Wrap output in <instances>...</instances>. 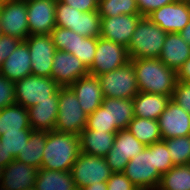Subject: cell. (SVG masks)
Instances as JSON below:
<instances>
[{
  "label": "cell",
  "instance_id": "6da1fadb",
  "mask_svg": "<svg viewBox=\"0 0 190 190\" xmlns=\"http://www.w3.org/2000/svg\"><path fill=\"white\" fill-rule=\"evenodd\" d=\"M133 63L139 92L172 97L177 84L176 71L166 66L159 58H140Z\"/></svg>",
  "mask_w": 190,
  "mask_h": 190
},
{
  "label": "cell",
  "instance_id": "7a4b0ae2",
  "mask_svg": "<svg viewBox=\"0 0 190 190\" xmlns=\"http://www.w3.org/2000/svg\"><path fill=\"white\" fill-rule=\"evenodd\" d=\"M80 153L79 136L58 131L47 132L41 168L70 171Z\"/></svg>",
  "mask_w": 190,
  "mask_h": 190
},
{
  "label": "cell",
  "instance_id": "3957f363",
  "mask_svg": "<svg viewBox=\"0 0 190 190\" xmlns=\"http://www.w3.org/2000/svg\"><path fill=\"white\" fill-rule=\"evenodd\" d=\"M167 34L158 25L143 16L139 20L127 47L130 60L159 58Z\"/></svg>",
  "mask_w": 190,
  "mask_h": 190
},
{
  "label": "cell",
  "instance_id": "277c9868",
  "mask_svg": "<svg viewBox=\"0 0 190 190\" xmlns=\"http://www.w3.org/2000/svg\"><path fill=\"white\" fill-rule=\"evenodd\" d=\"M88 114L79 105L73 90L60 87L58 91V116L55 131L78 135L85 129Z\"/></svg>",
  "mask_w": 190,
  "mask_h": 190
},
{
  "label": "cell",
  "instance_id": "5b68a950",
  "mask_svg": "<svg viewBox=\"0 0 190 190\" xmlns=\"http://www.w3.org/2000/svg\"><path fill=\"white\" fill-rule=\"evenodd\" d=\"M104 98L133 99L139 93L133 63L97 76Z\"/></svg>",
  "mask_w": 190,
  "mask_h": 190
},
{
  "label": "cell",
  "instance_id": "8992f818",
  "mask_svg": "<svg viewBox=\"0 0 190 190\" xmlns=\"http://www.w3.org/2000/svg\"><path fill=\"white\" fill-rule=\"evenodd\" d=\"M59 88L51 77L29 75L15 81V103L28 109L38 102L50 100Z\"/></svg>",
  "mask_w": 190,
  "mask_h": 190
},
{
  "label": "cell",
  "instance_id": "52a82bcc",
  "mask_svg": "<svg viewBox=\"0 0 190 190\" xmlns=\"http://www.w3.org/2000/svg\"><path fill=\"white\" fill-rule=\"evenodd\" d=\"M123 173L139 190H156L161 175L154 167L153 144L133 157Z\"/></svg>",
  "mask_w": 190,
  "mask_h": 190
},
{
  "label": "cell",
  "instance_id": "ba28073f",
  "mask_svg": "<svg viewBox=\"0 0 190 190\" xmlns=\"http://www.w3.org/2000/svg\"><path fill=\"white\" fill-rule=\"evenodd\" d=\"M70 173L79 190L90 184L107 182L113 172L104 157L86 155L80 152L71 167Z\"/></svg>",
  "mask_w": 190,
  "mask_h": 190
},
{
  "label": "cell",
  "instance_id": "9c48e42d",
  "mask_svg": "<svg viewBox=\"0 0 190 190\" xmlns=\"http://www.w3.org/2000/svg\"><path fill=\"white\" fill-rule=\"evenodd\" d=\"M130 61L128 48L119 43L99 37L94 60L89 73L99 76L124 66Z\"/></svg>",
  "mask_w": 190,
  "mask_h": 190
},
{
  "label": "cell",
  "instance_id": "30bf717a",
  "mask_svg": "<svg viewBox=\"0 0 190 190\" xmlns=\"http://www.w3.org/2000/svg\"><path fill=\"white\" fill-rule=\"evenodd\" d=\"M145 147L128 129L118 130L113 147L104 158L113 173L123 172L128 162Z\"/></svg>",
  "mask_w": 190,
  "mask_h": 190
},
{
  "label": "cell",
  "instance_id": "8fae6325",
  "mask_svg": "<svg viewBox=\"0 0 190 190\" xmlns=\"http://www.w3.org/2000/svg\"><path fill=\"white\" fill-rule=\"evenodd\" d=\"M24 41L30 52L32 75L50 77L56 52L50 34L29 35Z\"/></svg>",
  "mask_w": 190,
  "mask_h": 190
},
{
  "label": "cell",
  "instance_id": "7c38bea8",
  "mask_svg": "<svg viewBox=\"0 0 190 190\" xmlns=\"http://www.w3.org/2000/svg\"><path fill=\"white\" fill-rule=\"evenodd\" d=\"M2 33L24 41L29 36L27 3L4 0L0 5Z\"/></svg>",
  "mask_w": 190,
  "mask_h": 190
},
{
  "label": "cell",
  "instance_id": "4fadbf2b",
  "mask_svg": "<svg viewBox=\"0 0 190 190\" xmlns=\"http://www.w3.org/2000/svg\"><path fill=\"white\" fill-rule=\"evenodd\" d=\"M167 33H179L190 21V4L172 2L146 16Z\"/></svg>",
  "mask_w": 190,
  "mask_h": 190
},
{
  "label": "cell",
  "instance_id": "5bb4252c",
  "mask_svg": "<svg viewBox=\"0 0 190 190\" xmlns=\"http://www.w3.org/2000/svg\"><path fill=\"white\" fill-rule=\"evenodd\" d=\"M88 74H90L89 69L75 55L56 50L50 77L60 87L70 86L73 82Z\"/></svg>",
  "mask_w": 190,
  "mask_h": 190
},
{
  "label": "cell",
  "instance_id": "9a60e30c",
  "mask_svg": "<svg viewBox=\"0 0 190 190\" xmlns=\"http://www.w3.org/2000/svg\"><path fill=\"white\" fill-rule=\"evenodd\" d=\"M26 3L29 35L50 34L56 27L57 0H31Z\"/></svg>",
  "mask_w": 190,
  "mask_h": 190
},
{
  "label": "cell",
  "instance_id": "2e32d148",
  "mask_svg": "<svg viewBox=\"0 0 190 190\" xmlns=\"http://www.w3.org/2000/svg\"><path fill=\"white\" fill-rule=\"evenodd\" d=\"M142 17L141 14L101 17L100 37L128 47Z\"/></svg>",
  "mask_w": 190,
  "mask_h": 190
},
{
  "label": "cell",
  "instance_id": "e0dca14e",
  "mask_svg": "<svg viewBox=\"0 0 190 190\" xmlns=\"http://www.w3.org/2000/svg\"><path fill=\"white\" fill-rule=\"evenodd\" d=\"M162 140L190 135V114L170 100L158 118Z\"/></svg>",
  "mask_w": 190,
  "mask_h": 190
},
{
  "label": "cell",
  "instance_id": "ac0fdd59",
  "mask_svg": "<svg viewBox=\"0 0 190 190\" xmlns=\"http://www.w3.org/2000/svg\"><path fill=\"white\" fill-rule=\"evenodd\" d=\"M69 87L75 93L81 108L88 115L102 105L104 96L97 76L88 74L73 82Z\"/></svg>",
  "mask_w": 190,
  "mask_h": 190
},
{
  "label": "cell",
  "instance_id": "d6986e66",
  "mask_svg": "<svg viewBox=\"0 0 190 190\" xmlns=\"http://www.w3.org/2000/svg\"><path fill=\"white\" fill-rule=\"evenodd\" d=\"M27 110L33 131H53L58 116V92L50 96V100L38 102Z\"/></svg>",
  "mask_w": 190,
  "mask_h": 190
},
{
  "label": "cell",
  "instance_id": "ffe728a7",
  "mask_svg": "<svg viewBox=\"0 0 190 190\" xmlns=\"http://www.w3.org/2000/svg\"><path fill=\"white\" fill-rule=\"evenodd\" d=\"M0 74L14 82L32 75L30 52L25 41H21L3 62Z\"/></svg>",
  "mask_w": 190,
  "mask_h": 190
},
{
  "label": "cell",
  "instance_id": "44dd1931",
  "mask_svg": "<svg viewBox=\"0 0 190 190\" xmlns=\"http://www.w3.org/2000/svg\"><path fill=\"white\" fill-rule=\"evenodd\" d=\"M38 170L34 166L26 165L14 159L5 167L1 185L9 190H24L33 187Z\"/></svg>",
  "mask_w": 190,
  "mask_h": 190
},
{
  "label": "cell",
  "instance_id": "7402d4cb",
  "mask_svg": "<svg viewBox=\"0 0 190 190\" xmlns=\"http://www.w3.org/2000/svg\"><path fill=\"white\" fill-rule=\"evenodd\" d=\"M190 58V45L179 33H168L159 59L169 68L177 71Z\"/></svg>",
  "mask_w": 190,
  "mask_h": 190
},
{
  "label": "cell",
  "instance_id": "603a6c76",
  "mask_svg": "<svg viewBox=\"0 0 190 190\" xmlns=\"http://www.w3.org/2000/svg\"><path fill=\"white\" fill-rule=\"evenodd\" d=\"M116 133L84 129L79 134L80 152L86 155L105 157L113 147Z\"/></svg>",
  "mask_w": 190,
  "mask_h": 190
},
{
  "label": "cell",
  "instance_id": "cb8c5ba5",
  "mask_svg": "<svg viewBox=\"0 0 190 190\" xmlns=\"http://www.w3.org/2000/svg\"><path fill=\"white\" fill-rule=\"evenodd\" d=\"M134 117L158 120L171 100L170 96L139 92L133 99Z\"/></svg>",
  "mask_w": 190,
  "mask_h": 190
},
{
  "label": "cell",
  "instance_id": "d4e9b609",
  "mask_svg": "<svg viewBox=\"0 0 190 190\" xmlns=\"http://www.w3.org/2000/svg\"><path fill=\"white\" fill-rule=\"evenodd\" d=\"M36 190H78L70 171L40 168L35 181Z\"/></svg>",
  "mask_w": 190,
  "mask_h": 190
},
{
  "label": "cell",
  "instance_id": "484cf974",
  "mask_svg": "<svg viewBox=\"0 0 190 190\" xmlns=\"http://www.w3.org/2000/svg\"><path fill=\"white\" fill-rule=\"evenodd\" d=\"M102 106L108 110L111 124L118 130L127 129L134 118L132 99L104 98Z\"/></svg>",
  "mask_w": 190,
  "mask_h": 190
},
{
  "label": "cell",
  "instance_id": "4316f807",
  "mask_svg": "<svg viewBox=\"0 0 190 190\" xmlns=\"http://www.w3.org/2000/svg\"><path fill=\"white\" fill-rule=\"evenodd\" d=\"M21 129H32L29 122L27 108L22 105L12 104L0 111V135L6 132Z\"/></svg>",
  "mask_w": 190,
  "mask_h": 190
},
{
  "label": "cell",
  "instance_id": "83f0119b",
  "mask_svg": "<svg viewBox=\"0 0 190 190\" xmlns=\"http://www.w3.org/2000/svg\"><path fill=\"white\" fill-rule=\"evenodd\" d=\"M47 132L33 131L27 144L15 158L26 165L40 169L42 166L43 150L45 148Z\"/></svg>",
  "mask_w": 190,
  "mask_h": 190
},
{
  "label": "cell",
  "instance_id": "f1b7e54d",
  "mask_svg": "<svg viewBox=\"0 0 190 190\" xmlns=\"http://www.w3.org/2000/svg\"><path fill=\"white\" fill-rule=\"evenodd\" d=\"M127 129L145 146L162 140L158 120L134 117Z\"/></svg>",
  "mask_w": 190,
  "mask_h": 190
},
{
  "label": "cell",
  "instance_id": "f546056e",
  "mask_svg": "<svg viewBox=\"0 0 190 190\" xmlns=\"http://www.w3.org/2000/svg\"><path fill=\"white\" fill-rule=\"evenodd\" d=\"M156 190H190V164L170 168L161 175Z\"/></svg>",
  "mask_w": 190,
  "mask_h": 190
},
{
  "label": "cell",
  "instance_id": "4dcf8cb0",
  "mask_svg": "<svg viewBox=\"0 0 190 190\" xmlns=\"http://www.w3.org/2000/svg\"><path fill=\"white\" fill-rule=\"evenodd\" d=\"M100 17L140 14L137 0H99Z\"/></svg>",
  "mask_w": 190,
  "mask_h": 190
},
{
  "label": "cell",
  "instance_id": "1f68e13d",
  "mask_svg": "<svg viewBox=\"0 0 190 190\" xmlns=\"http://www.w3.org/2000/svg\"><path fill=\"white\" fill-rule=\"evenodd\" d=\"M174 166L190 164V135L163 140Z\"/></svg>",
  "mask_w": 190,
  "mask_h": 190
},
{
  "label": "cell",
  "instance_id": "d6a6232c",
  "mask_svg": "<svg viewBox=\"0 0 190 190\" xmlns=\"http://www.w3.org/2000/svg\"><path fill=\"white\" fill-rule=\"evenodd\" d=\"M77 33L83 37H100L101 17L98 10L78 13Z\"/></svg>",
  "mask_w": 190,
  "mask_h": 190
},
{
  "label": "cell",
  "instance_id": "836d02e7",
  "mask_svg": "<svg viewBox=\"0 0 190 190\" xmlns=\"http://www.w3.org/2000/svg\"><path fill=\"white\" fill-rule=\"evenodd\" d=\"M32 132V129H21L18 131L6 132L0 135V141L7 153H10L14 158H16L17 155H19V151H22L24 146L27 144Z\"/></svg>",
  "mask_w": 190,
  "mask_h": 190
},
{
  "label": "cell",
  "instance_id": "e575fe53",
  "mask_svg": "<svg viewBox=\"0 0 190 190\" xmlns=\"http://www.w3.org/2000/svg\"><path fill=\"white\" fill-rule=\"evenodd\" d=\"M78 13H81V11L57 0L55 11L56 26L70 29L77 33Z\"/></svg>",
  "mask_w": 190,
  "mask_h": 190
},
{
  "label": "cell",
  "instance_id": "d590c367",
  "mask_svg": "<svg viewBox=\"0 0 190 190\" xmlns=\"http://www.w3.org/2000/svg\"><path fill=\"white\" fill-rule=\"evenodd\" d=\"M50 36L56 50L76 53L77 33L74 31L56 26L50 32Z\"/></svg>",
  "mask_w": 190,
  "mask_h": 190
},
{
  "label": "cell",
  "instance_id": "8d00e7d4",
  "mask_svg": "<svg viewBox=\"0 0 190 190\" xmlns=\"http://www.w3.org/2000/svg\"><path fill=\"white\" fill-rule=\"evenodd\" d=\"M97 48V38L83 37L77 33L76 53H72L89 69Z\"/></svg>",
  "mask_w": 190,
  "mask_h": 190
},
{
  "label": "cell",
  "instance_id": "74e56055",
  "mask_svg": "<svg viewBox=\"0 0 190 190\" xmlns=\"http://www.w3.org/2000/svg\"><path fill=\"white\" fill-rule=\"evenodd\" d=\"M85 129L97 130L101 132H117L118 129L114 124H111L108 110L102 105L93 113L88 115Z\"/></svg>",
  "mask_w": 190,
  "mask_h": 190
},
{
  "label": "cell",
  "instance_id": "f35d334b",
  "mask_svg": "<svg viewBox=\"0 0 190 190\" xmlns=\"http://www.w3.org/2000/svg\"><path fill=\"white\" fill-rule=\"evenodd\" d=\"M153 160L154 167L160 175L174 167L168 147L163 140L153 143Z\"/></svg>",
  "mask_w": 190,
  "mask_h": 190
},
{
  "label": "cell",
  "instance_id": "ab89813d",
  "mask_svg": "<svg viewBox=\"0 0 190 190\" xmlns=\"http://www.w3.org/2000/svg\"><path fill=\"white\" fill-rule=\"evenodd\" d=\"M171 100L190 114V82L177 81Z\"/></svg>",
  "mask_w": 190,
  "mask_h": 190
},
{
  "label": "cell",
  "instance_id": "60d3db41",
  "mask_svg": "<svg viewBox=\"0 0 190 190\" xmlns=\"http://www.w3.org/2000/svg\"><path fill=\"white\" fill-rule=\"evenodd\" d=\"M15 82L0 74V109L15 104Z\"/></svg>",
  "mask_w": 190,
  "mask_h": 190
},
{
  "label": "cell",
  "instance_id": "b9f144b4",
  "mask_svg": "<svg viewBox=\"0 0 190 190\" xmlns=\"http://www.w3.org/2000/svg\"><path fill=\"white\" fill-rule=\"evenodd\" d=\"M106 183L107 190H139L123 172L112 173Z\"/></svg>",
  "mask_w": 190,
  "mask_h": 190
},
{
  "label": "cell",
  "instance_id": "7bdbcfd3",
  "mask_svg": "<svg viewBox=\"0 0 190 190\" xmlns=\"http://www.w3.org/2000/svg\"><path fill=\"white\" fill-rule=\"evenodd\" d=\"M21 41L22 40L20 39L5 34H2L0 36V69L3 65V62Z\"/></svg>",
  "mask_w": 190,
  "mask_h": 190
},
{
  "label": "cell",
  "instance_id": "ee69618b",
  "mask_svg": "<svg viewBox=\"0 0 190 190\" xmlns=\"http://www.w3.org/2000/svg\"><path fill=\"white\" fill-rule=\"evenodd\" d=\"M176 0H137L138 9L142 16H147L152 11Z\"/></svg>",
  "mask_w": 190,
  "mask_h": 190
},
{
  "label": "cell",
  "instance_id": "f6af8a7d",
  "mask_svg": "<svg viewBox=\"0 0 190 190\" xmlns=\"http://www.w3.org/2000/svg\"><path fill=\"white\" fill-rule=\"evenodd\" d=\"M81 12H90L98 10L99 0H59Z\"/></svg>",
  "mask_w": 190,
  "mask_h": 190
},
{
  "label": "cell",
  "instance_id": "bcb514c9",
  "mask_svg": "<svg viewBox=\"0 0 190 190\" xmlns=\"http://www.w3.org/2000/svg\"><path fill=\"white\" fill-rule=\"evenodd\" d=\"M177 81L190 82V58L176 71Z\"/></svg>",
  "mask_w": 190,
  "mask_h": 190
},
{
  "label": "cell",
  "instance_id": "7dc6e473",
  "mask_svg": "<svg viewBox=\"0 0 190 190\" xmlns=\"http://www.w3.org/2000/svg\"><path fill=\"white\" fill-rule=\"evenodd\" d=\"M14 159L15 158L10 153H7L6 149L2 146V143L0 141V166L6 167Z\"/></svg>",
  "mask_w": 190,
  "mask_h": 190
},
{
  "label": "cell",
  "instance_id": "c3c4849f",
  "mask_svg": "<svg viewBox=\"0 0 190 190\" xmlns=\"http://www.w3.org/2000/svg\"><path fill=\"white\" fill-rule=\"evenodd\" d=\"M79 190H107V183L106 182L94 183L88 186H84Z\"/></svg>",
  "mask_w": 190,
  "mask_h": 190
},
{
  "label": "cell",
  "instance_id": "681fc988",
  "mask_svg": "<svg viewBox=\"0 0 190 190\" xmlns=\"http://www.w3.org/2000/svg\"><path fill=\"white\" fill-rule=\"evenodd\" d=\"M179 34L190 45V21Z\"/></svg>",
  "mask_w": 190,
  "mask_h": 190
},
{
  "label": "cell",
  "instance_id": "f907efd6",
  "mask_svg": "<svg viewBox=\"0 0 190 190\" xmlns=\"http://www.w3.org/2000/svg\"><path fill=\"white\" fill-rule=\"evenodd\" d=\"M4 170H5V167L0 166V184H1V180H2V177H3Z\"/></svg>",
  "mask_w": 190,
  "mask_h": 190
},
{
  "label": "cell",
  "instance_id": "816d5d0a",
  "mask_svg": "<svg viewBox=\"0 0 190 190\" xmlns=\"http://www.w3.org/2000/svg\"><path fill=\"white\" fill-rule=\"evenodd\" d=\"M176 2H182V3H189L190 4V0H176Z\"/></svg>",
  "mask_w": 190,
  "mask_h": 190
},
{
  "label": "cell",
  "instance_id": "f5cc1de1",
  "mask_svg": "<svg viewBox=\"0 0 190 190\" xmlns=\"http://www.w3.org/2000/svg\"><path fill=\"white\" fill-rule=\"evenodd\" d=\"M0 190H9V189L0 184Z\"/></svg>",
  "mask_w": 190,
  "mask_h": 190
},
{
  "label": "cell",
  "instance_id": "db71d44e",
  "mask_svg": "<svg viewBox=\"0 0 190 190\" xmlns=\"http://www.w3.org/2000/svg\"><path fill=\"white\" fill-rule=\"evenodd\" d=\"M24 190H36V189H35V186H33V187L25 188Z\"/></svg>",
  "mask_w": 190,
  "mask_h": 190
},
{
  "label": "cell",
  "instance_id": "11a10c76",
  "mask_svg": "<svg viewBox=\"0 0 190 190\" xmlns=\"http://www.w3.org/2000/svg\"><path fill=\"white\" fill-rule=\"evenodd\" d=\"M2 29H1V19H0V36L2 35Z\"/></svg>",
  "mask_w": 190,
  "mask_h": 190
},
{
  "label": "cell",
  "instance_id": "9f6ffc18",
  "mask_svg": "<svg viewBox=\"0 0 190 190\" xmlns=\"http://www.w3.org/2000/svg\"><path fill=\"white\" fill-rule=\"evenodd\" d=\"M19 1H24V2H28V1H31V0H19Z\"/></svg>",
  "mask_w": 190,
  "mask_h": 190
}]
</instances>
